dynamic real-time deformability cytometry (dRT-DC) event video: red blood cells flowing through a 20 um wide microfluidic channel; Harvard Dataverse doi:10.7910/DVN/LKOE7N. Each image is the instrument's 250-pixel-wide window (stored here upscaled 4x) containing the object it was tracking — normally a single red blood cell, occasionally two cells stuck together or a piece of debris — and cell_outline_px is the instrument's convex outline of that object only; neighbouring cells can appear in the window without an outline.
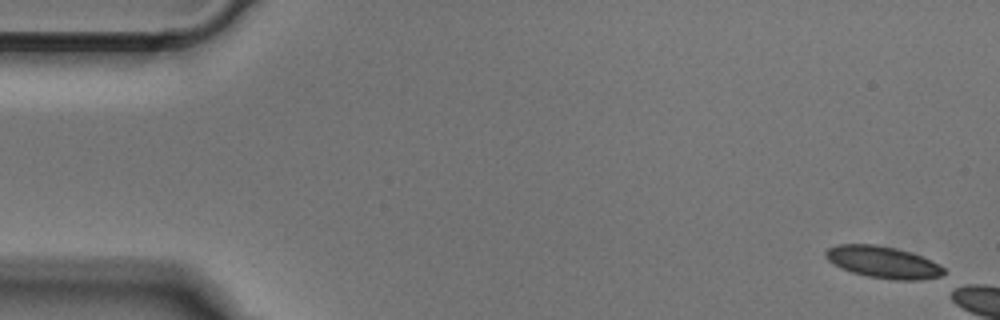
{"species": "Egyptian fruit bat (a non-hibernating species)", "species_latin": "Rousettus aegyptiacus", "temperature_condition": "cold", "stored_images_in_passage": 5, "camera_frame_rate_fps": 3000, "um_per_image_px": 0.085, "animal": {"sex": "male"}, "frame": {"image": 1, "passage_image": 1, "time_ms": 0.0, "image_size_px": [1000, 320], "cell_outline_px": [[948, 272], [940, 276], [920, 280], [892, 280], [868, 276], [852, 272], [840, 268], [828, 260], [824, 256], [824, 252], [828, 248], [836, 244], [876, 244], [896, 248], [912, 252], [932, 260], [940, 264]], "centroid_in_image_um": [75.08, 22.28], "position_along_channel_um": 9.9, "area_um2": 22.25}}